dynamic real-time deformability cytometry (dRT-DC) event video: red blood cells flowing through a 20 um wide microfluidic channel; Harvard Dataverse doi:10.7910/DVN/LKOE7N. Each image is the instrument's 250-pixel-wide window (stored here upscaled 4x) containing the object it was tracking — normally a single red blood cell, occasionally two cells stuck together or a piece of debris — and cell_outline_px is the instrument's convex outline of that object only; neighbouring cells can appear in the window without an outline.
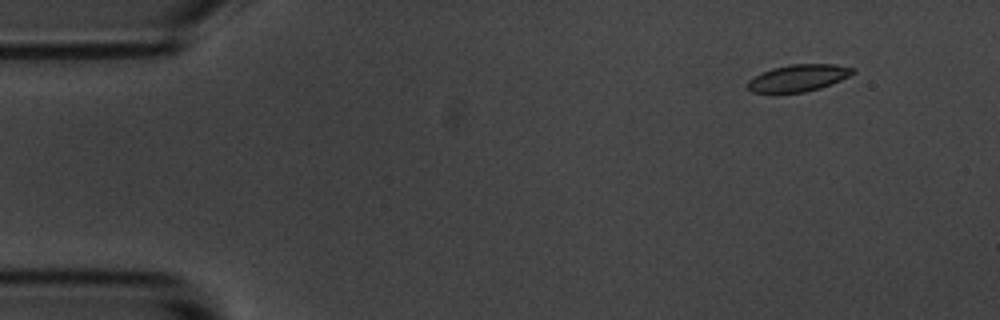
{"species": "common noctule bat (a hibernating species)", "species_latin": "Nyctalus noctula", "temperature_condition": "room temperature", "stored_images_in_passage": 5, "camera_frame_rate_fps": 3000, "um_per_image_px": 0.085, "animal": {"sex": "male", "body_mass_g": 20.1, "forearm_length_mm": 53.5}, "frame": {"image": 1, "passage_image": 1, "time_ms": 0.0, "image_size_px": [1000, 320], "cell_outline_px": [[856, 72], [832, 84], [820, 88], [804, 92], [752, 92], [748, 88], [748, 80], [752, 76], [760, 72], [772, 68], [792, 64], [836, 64], [856, 68]], "centroid_in_image_um": [67.87, 6.61], "position_along_channel_um": 17.1, "area_um2": 16.53}}
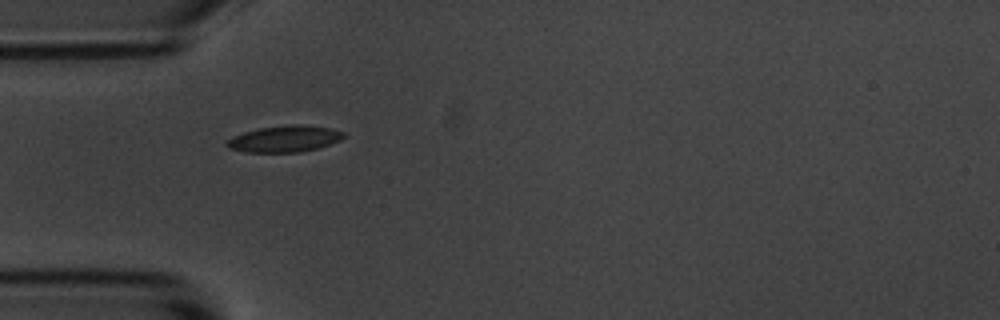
{"frame": {"image": 2, "passage_image": 4, "time_ms": 3.667, "image_size_px": [1000, 320], "cell_outline_px": [[344, 136], [340, 140], [316, 148], [300, 152], [248, 152], [232, 148], [224, 144], [224, 140], [232, 136], [244, 132], [260, 128], [292, 124], [304, 124], [332, 128], [344, 132]], "centroid_in_image_um": [24.18, 11.79], "position_along_channel_um": 60.8, "area_um2": 17.92}}